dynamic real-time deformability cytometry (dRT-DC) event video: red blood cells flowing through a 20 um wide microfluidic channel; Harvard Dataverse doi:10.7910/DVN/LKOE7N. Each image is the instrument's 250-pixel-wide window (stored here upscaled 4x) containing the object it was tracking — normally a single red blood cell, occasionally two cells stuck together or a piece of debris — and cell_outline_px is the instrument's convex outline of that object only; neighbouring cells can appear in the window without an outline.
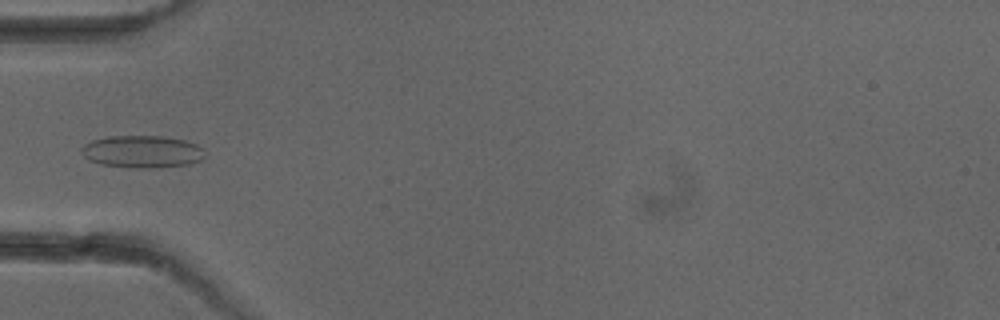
{"species": "common noctule bat (a hibernating species)", "species_latin": "Nyctalus noctula", "temperature_condition": "cold", "stored_images_in_passage": 5, "camera_frame_rate_fps": 3000, "um_per_image_px": 0.085, "animal": {"sex": "female"}, "frame": {"image": 1, "passage_image": 5, "time_ms": 4.667, "image_size_px": [1000, 320], "cell_outline_px": [[204, 156], [200, 160], [188, 164], [160, 168], [136, 168], [100, 164], [88, 160], [80, 152], [80, 148], [84, 144], [92, 140], [108, 136], [164, 136], [184, 140], [196, 144], [204, 148]], "centroid_in_image_um": [12.07, 12.89], "position_along_channel_um": 72.9, "area_um2": 23.47}}